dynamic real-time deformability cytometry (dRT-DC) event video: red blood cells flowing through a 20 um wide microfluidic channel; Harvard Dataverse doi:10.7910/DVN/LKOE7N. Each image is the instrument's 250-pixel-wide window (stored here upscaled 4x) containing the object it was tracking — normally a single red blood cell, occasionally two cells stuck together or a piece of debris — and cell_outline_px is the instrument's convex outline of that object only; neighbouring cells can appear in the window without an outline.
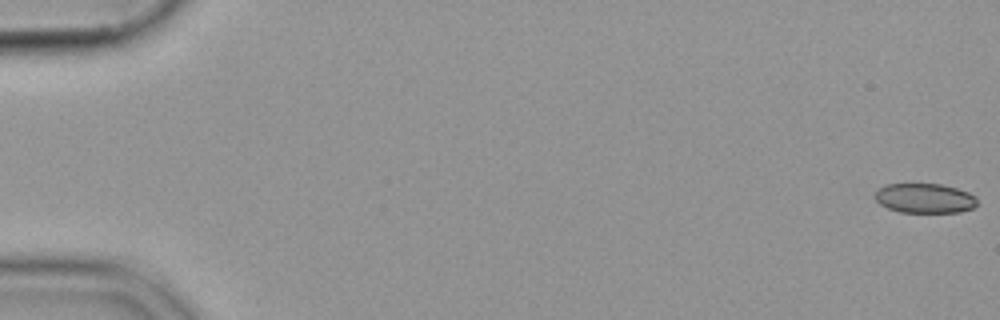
{"species": "common noctule bat (a hibernating species)", "species_latin": "Nyctalus noctula", "temperature_condition": "cold", "stored_images_in_passage": 57, "camera_frame_rate_fps": 3000, "um_per_image_px": 0.085, "animal": {"sex": "female", "body_mass_g": 19.9}, "frame": {"image": 1, "passage_image": 1, "time_ms": 0.0, "image_size_px": [1000, 320], "cell_outline_px": [[976, 204], [972, 208], [960, 212], [900, 212], [888, 208], [880, 204], [876, 200], [876, 192], [884, 184], [940, 184], [956, 188], [968, 192], [976, 196]], "centroid_in_image_um": [78.6, 16.85], "position_along_channel_um": 6.4, "area_um2": 17.51}}
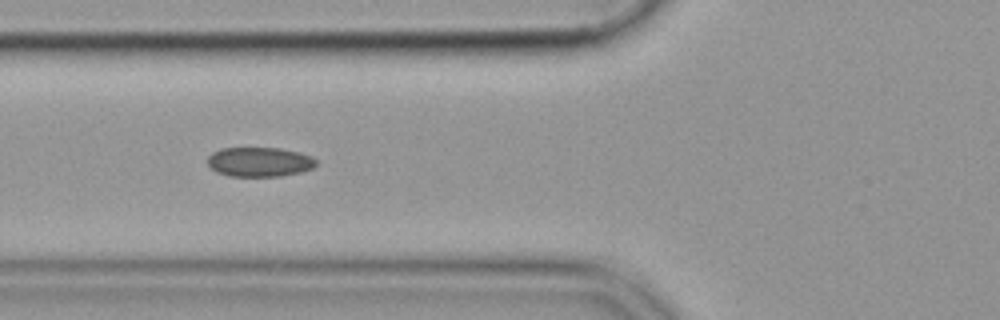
{"frame": {"image": 2, "passage_image": 22, "time_ms": 7.0, "image_size_px": [1000, 320], "cell_outline_px": [[316, 164], [312, 168], [300, 172], [280, 176], [228, 176], [216, 172], [208, 164], [208, 156], [212, 152], [220, 148], [280, 148], [300, 152], [312, 156], [316, 160]], "centroid_in_image_um": [22.05, 13.75], "position_along_channel_um": 103.8, "area_um2": 18.73}}
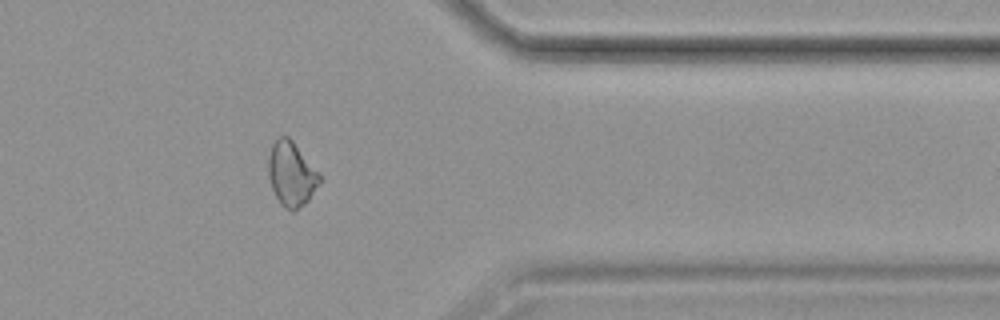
{"frame": {"image": 3, "passage_image": 46, "time_ms": 15.0, "image_size_px": [1000, 320], "cell_outline_px": [[320, 184], [308, 200], [304, 204], [292, 212], [284, 208], [280, 204], [272, 188], [268, 176], [268, 156], [272, 144], [280, 136], [288, 136], [292, 140], [320, 172]], "centroid_in_image_um": [24.77, 14.79], "position_along_channel_um": 386.6, "area_um2": 19.36}}